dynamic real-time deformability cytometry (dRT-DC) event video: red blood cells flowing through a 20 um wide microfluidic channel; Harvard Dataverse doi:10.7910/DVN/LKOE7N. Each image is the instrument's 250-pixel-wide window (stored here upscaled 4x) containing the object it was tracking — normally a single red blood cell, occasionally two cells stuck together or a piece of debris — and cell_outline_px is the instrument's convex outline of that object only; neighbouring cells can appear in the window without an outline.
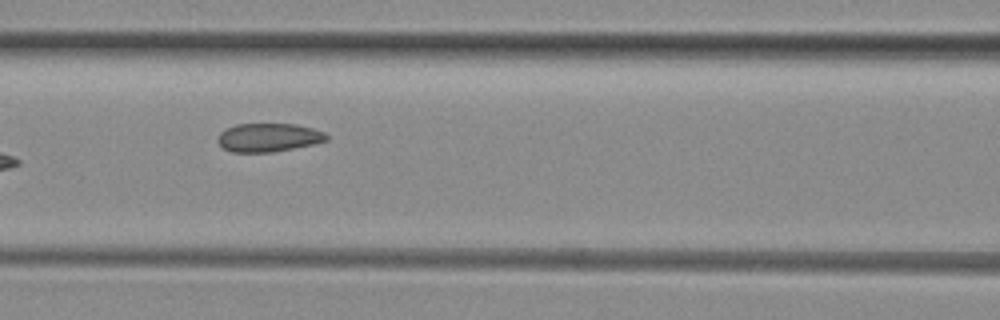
{"species": "common noctule bat (a hibernating species)", "species_latin": "Nyctalus noctula", "temperature_condition": "room temperature", "stored_images_in_passage": 9, "camera_frame_rate_fps": 3000, "um_per_image_px": 0.085, "animal": {"sex": "female", "body_mass_g": 29.2, "forearm_length_mm": 56.3}, "frame": {"image": 1, "passage_image": 7, "time_ms": 7.0, "image_size_px": [1000, 320], "cell_outline_px": [[328, 140], [312, 144], [272, 152], [232, 152], [224, 148], [216, 140], [220, 132], [236, 124], [296, 124], [312, 128], [324, 132], [328, 136]], "centroid_in_image_um": [22.81, 11.68], "position_along_channel_um": 143.8, "area_um2": 17.92}}
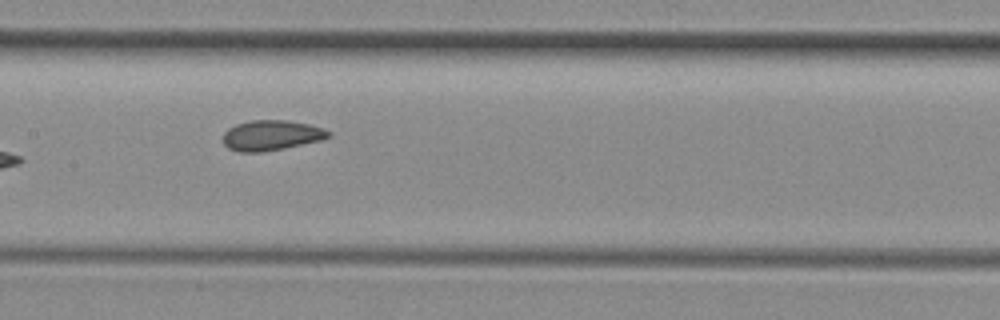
{"frame": {"image": 2, "passage_image": 8, "time_ms": 8.0, "image_size_px": [1000, 320], "cell_outline_px": [[332, 136], [320, 140], [284, 148], [260, 152], [240, 152], [228, 148], [224, 144], [224, 132], [228, 128], [236, 124], [252, 120], [284, 120], [308, 124], [324, 128], [332, 132]], "centroid_in_image_um": [23.07, 11.5], "position_along_channel_um": 184.3, "area_um2": 18.5}}
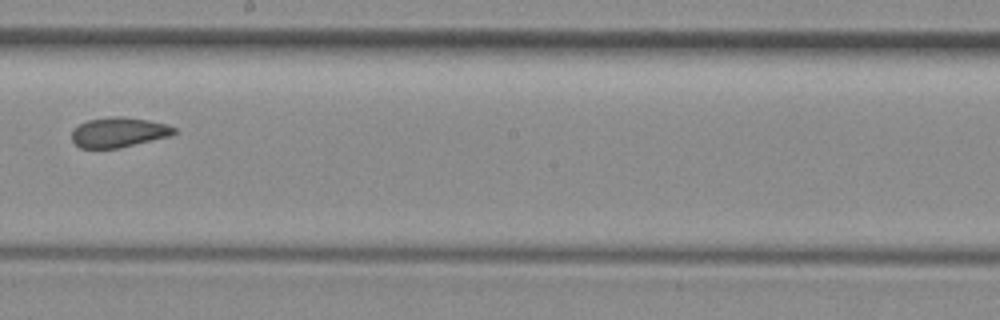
{"frame": {"image": 3, "passage_image": 9, "time_ms": 9.333, "image_size_px": [1000, 320], "cell_outline_px": [[176, 132], [172, 136], [120, 148], [80, 148], [72, 140], [72, 132], [80, 124], [88, 120], [112, 116], [120, 116], [148, 120], [168, 124], [176, 128]], "centroid_in_image_um": [10.14, 11.25], "position_along_channel_um": 238.1, "area_um2": 17.92}}